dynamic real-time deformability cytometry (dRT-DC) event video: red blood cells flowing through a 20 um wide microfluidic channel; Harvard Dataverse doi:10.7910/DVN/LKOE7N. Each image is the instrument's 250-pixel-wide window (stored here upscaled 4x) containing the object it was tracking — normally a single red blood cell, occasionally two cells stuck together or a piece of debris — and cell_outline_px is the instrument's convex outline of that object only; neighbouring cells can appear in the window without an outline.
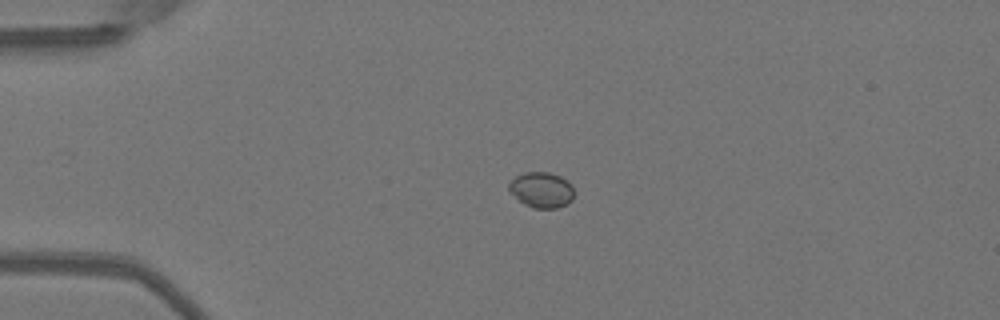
{"species": "Egyptian fruit bat (a non-hibernating species)", "species_latin": "Rousettus aegyptiacus", "temperature_condition": "warm", "stored_images_in_passage": 52, "camera_frame_rate_fps": 3000, "um_per_image_px": 0.085, "animal": {"sex": "female"}, "frame": {"image": 1, "passage_image": 13, "time_ms": 4.0, "image_size_px": [1000, 320], "cell_outline_px": [[572, 200], [568, 204], [556, 208], [532, 208], [524, 204], [508, 192], [508, 184], [516, 176], [524, 172], [548, 172], [560, 176], [568, 180], [572, 184]], "centroid_in_image_um": [46.01, 16.14], "position_along_channel_um": 39.0, "area_um2": 13.64}}
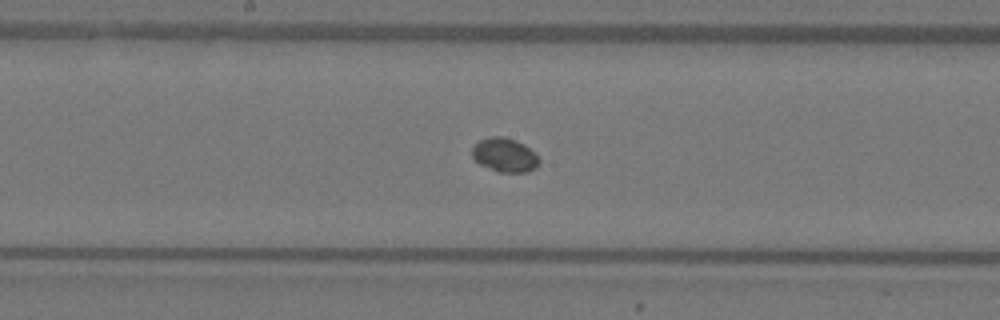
{"frame": {"image": 2, "passage_image": 28, "time_ms": 9.0, "image_size_px": [1000, 320], "cell_outline_px": [[540, 164], [536, 168], [528, 172], [496, 172], [480, 164], [472, 156], [472, 148], [480, 140], [492, 136], [504, 136], [516, 140], [524, 144], [536, 152], [540, 160]], "centroid_in_image_um": [42.94, 13.18], "position_along_channel_um": 205.3, "area_um2": 13.47}}
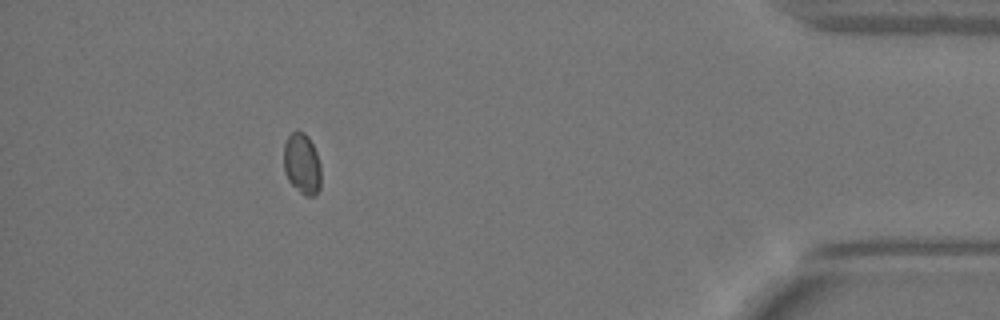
{"frame": {"image": 3, "passage_image": 47, "time_ms": 15.333, "image_size_px": [1000, 320], "cell_outline_px": [[320, 188], [312, 196], [304, 196], [288, 180], [284, 172], [284, 144], [288, 136], [292, 132], [304, 132], [308, 136], [316, 152], [320, 164]], "centroid_in_image_um": [25.66, 13.92], "position_along_channel_um": 409.5, "area_um2": 13.12}}